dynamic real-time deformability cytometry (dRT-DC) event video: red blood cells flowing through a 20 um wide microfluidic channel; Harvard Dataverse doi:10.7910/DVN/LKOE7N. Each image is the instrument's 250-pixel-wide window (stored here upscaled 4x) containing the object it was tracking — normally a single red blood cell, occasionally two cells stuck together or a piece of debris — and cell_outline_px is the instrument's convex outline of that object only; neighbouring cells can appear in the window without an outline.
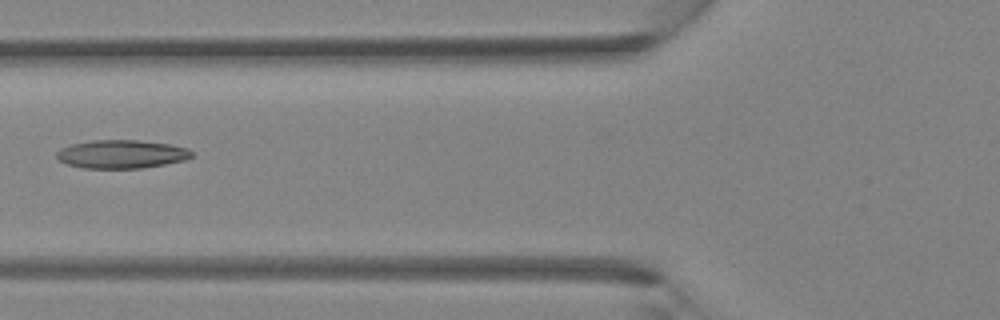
{"species": "Egyptian fruit bat (a non-hibernating species)", "species_latin": "Rousettus aegyptiacus", "temperature_condition": "room temperature", "stored_images_in_passage": 5, "camera_frame_rate_fps": 3000, "um_per_image_px": 0.085, "animal": {"sex": "female"}, "frame": {"image": 1, "passage_image": 5, "time_ms": 1.333, "image_size_px": [1000, 320], "cell_outline_px": [[196, 156], [184, 160], [144, 168], [84, 168], [64, 164], [56, 156], [56, 152], [60, 148], [72, 144], [92, 140], [136, 140], [168, 144], [188, 148]], "centroid_in_image_um": [10.32, 13.1], "position_along_channel_um": 115.5, "area_um2": 22.43}}